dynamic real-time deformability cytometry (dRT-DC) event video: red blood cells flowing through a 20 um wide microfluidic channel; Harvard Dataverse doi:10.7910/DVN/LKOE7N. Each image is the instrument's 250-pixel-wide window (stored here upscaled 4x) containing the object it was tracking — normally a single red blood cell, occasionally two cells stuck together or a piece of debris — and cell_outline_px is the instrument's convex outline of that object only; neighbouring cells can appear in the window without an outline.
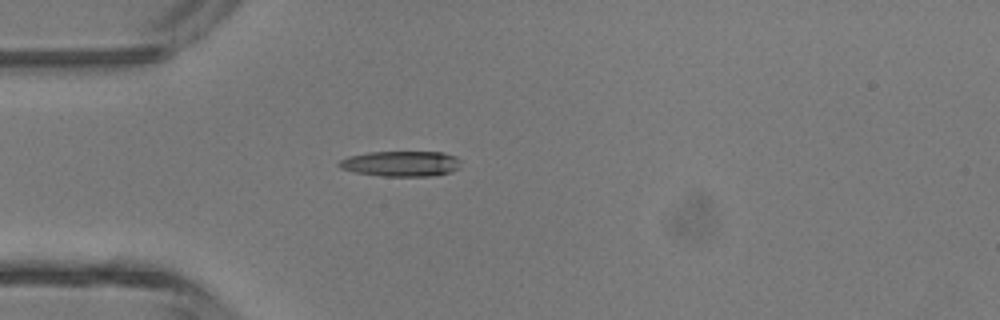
{"species": "common noctule bat (a hibernating species)", "species_latin": "Nyctalus noctula", "temperature_condition": "room temperature", "stored_images_in_passage": 34, "camera_frame_rate_fps": 3000, "um_per_image_px": 0.085, "animal": {"sex": "male", "body_mass_g": 13.3}, "frame": {"image": 1, "passage_image": 1, "time_ms": 0.0, "image_size_px": [1000, 320], "cell_outline_px": [[460, 160], [456, 168], [448, 172], [432, 176], [380, 176], [356, 172], [340, 168], [336, 164], [340, 160], [348, 156], [368, 152], [444, 152], [456, 156]], "centroid_in_image_um": [34.03, 13.9], "position_along_channel_um": 51.0, "area_um2": 17.98}}
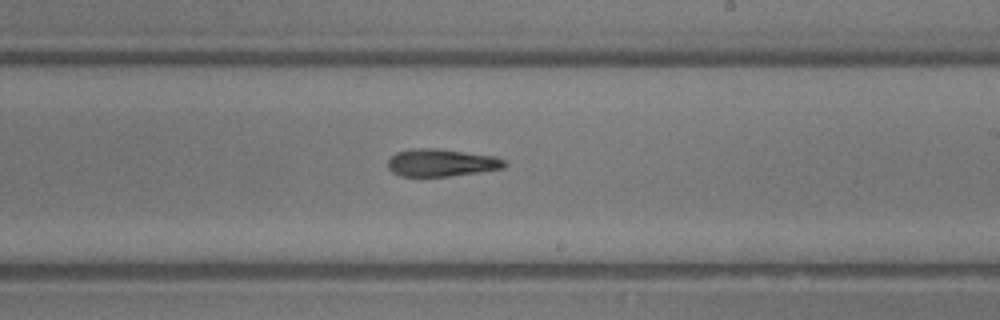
{"frame": {"image": 2, "passage_image": 15, "time_ms": 4.667, "image_size_px": [1000, 320], "cell_outline_px": [[508, 164], [504, 168], [480, 172], [448, 176], [400, 176], [392, 172], [388, 168], [388, 160], [396, 152], [412, 148], [436, 148], [496, 156], [504, 160]], "centroid_in_image_um": [37.52, 13.82], "position_along_channel_um": 251.5, "area_um2": 18.79}}
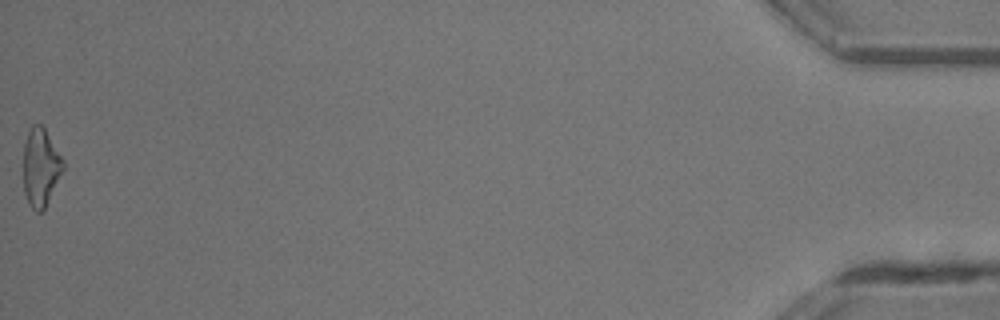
{"frame": {"image": 3, "passage_image": 34, "time_ms": 11.0, "image_size_px": [1000, 320], "cell_outline_px": [[64, 168], [44, 208], [40, 212], [36, 212], [28, 204], [24, 192], [24, 144], [28, 132], [32, 124], [40, 124], [44, 128], [64, 160]], "centroid_in_image_um": [3.45, 14.21], "position_along_channel_um": 431.8, "area_um2": 17.8}, "authors_computed_cell_mechanics": {"area_um2": 18.6405, "velocity_mm_per_s": 4.5131, "shape_relaxation_time_tau1_ms": 8.9235, "shape_relaxation_time_tau2_ms": null, "deformation_change_tau1": 0.304, "deformation_change_tau2": null}}